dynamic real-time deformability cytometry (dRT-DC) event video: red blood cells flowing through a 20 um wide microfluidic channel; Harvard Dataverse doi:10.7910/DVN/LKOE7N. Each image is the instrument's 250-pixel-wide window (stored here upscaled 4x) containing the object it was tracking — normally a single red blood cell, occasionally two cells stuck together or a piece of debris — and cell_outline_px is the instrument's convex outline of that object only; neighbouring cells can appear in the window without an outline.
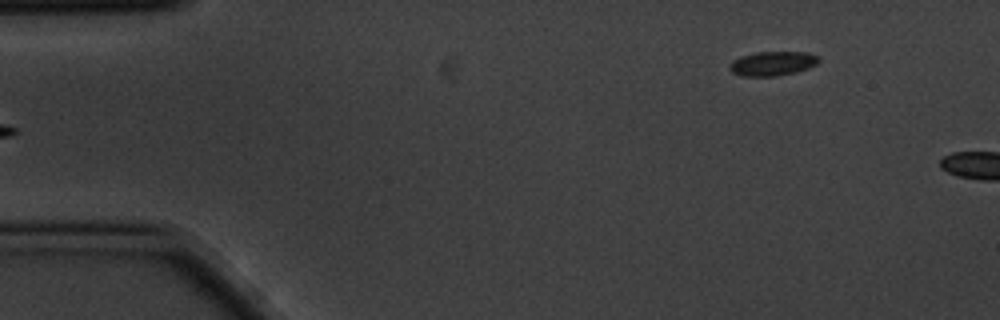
{"species": "common noctule bat (a hibernating species)", "species_latin": "Nyctalus noctula", "temperature_condition": "cold", "stored_images_in_passage": 4, "camera_frame_rate_fps": 3000, "um_per_image_px": 0.085, "animal": {"sex": "male", "body_mass_g": 20.1, "forearm_length_mm": 53.5}, "frame": {"image": 1, "passage_image": 4, "time_ms": 1.0, "image_size_px": [1000, 320], "cell_outline_px": [[820, 60], [816, 64], [808, 68], [796, 72], [776, 76], [740, 76], [732, 72], [728, 68], [728, 64], [740, 56], [756, 52], [808, 52], [816, 56]], "centroid_in_image_um": [65.63, 5.4], "position_along_channel_um": 19.4, "area_um2": 12.66}}